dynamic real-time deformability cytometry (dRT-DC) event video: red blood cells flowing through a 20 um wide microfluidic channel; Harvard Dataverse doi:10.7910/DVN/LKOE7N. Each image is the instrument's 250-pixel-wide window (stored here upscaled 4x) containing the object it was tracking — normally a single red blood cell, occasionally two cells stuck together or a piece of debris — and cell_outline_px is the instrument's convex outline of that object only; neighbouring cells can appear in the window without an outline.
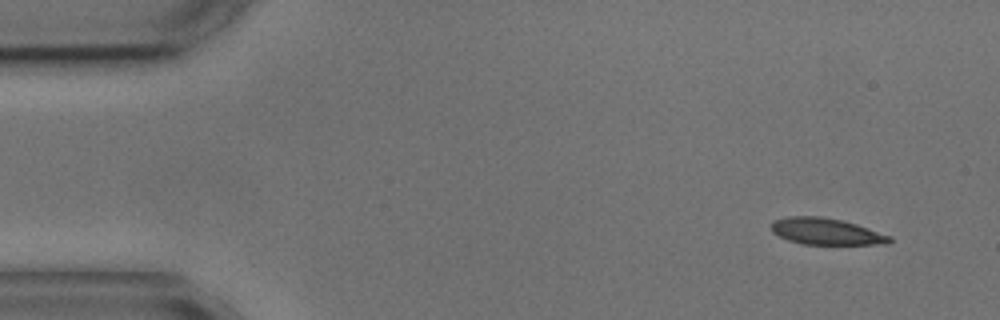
{"species": "common noctule bat (a hibernating species)", "species_latin": "Nyctalus noctula", "temperature_condition": "cold", "stored_images_in_passage": 5, "camera_frame_rate_fps": 3000, "um_per_image_px": 0.085, "animal": {"sex": "male", "body_mass_g": 17.9, "forearm_length_mm": 54.2}, "frame": {"image": 1, "passage_image": 1, "time_ms": 0.0, "image_size_px": [1000, 320], "cell_outline_px": [[892, 240], [888, 244], [804, 244], [788, 240], [772, 232], [772, 220], [788, 216], [820, 216], [840, 220], [856, 224], [892, 236]], "centroid_in_image_um": [70.22, 19.67], "position_along_channel_um": 14.8, "area_um2": 18.21}}
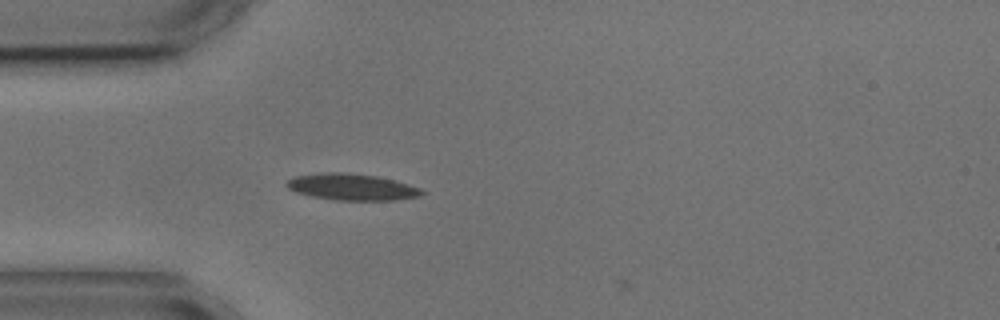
{"frame": {"image": 2, "passage_image": 4, "time_ms": 3.667, "image_size_px": [1000, 320], "cell_outline_px": [[424, 192], [420, 196], [392, 200], [336, 200], [312, 196], [296, 192], [288, 188], [284, 184], [288, 180], [296, 176], [320, 172], [344, 172], [376, 176], [396, 180], [420, 188]], "centroid_in_image_um": [29.89, 15.88], "position_along_channel_um": 55.1, "area_um2": 20.81}}